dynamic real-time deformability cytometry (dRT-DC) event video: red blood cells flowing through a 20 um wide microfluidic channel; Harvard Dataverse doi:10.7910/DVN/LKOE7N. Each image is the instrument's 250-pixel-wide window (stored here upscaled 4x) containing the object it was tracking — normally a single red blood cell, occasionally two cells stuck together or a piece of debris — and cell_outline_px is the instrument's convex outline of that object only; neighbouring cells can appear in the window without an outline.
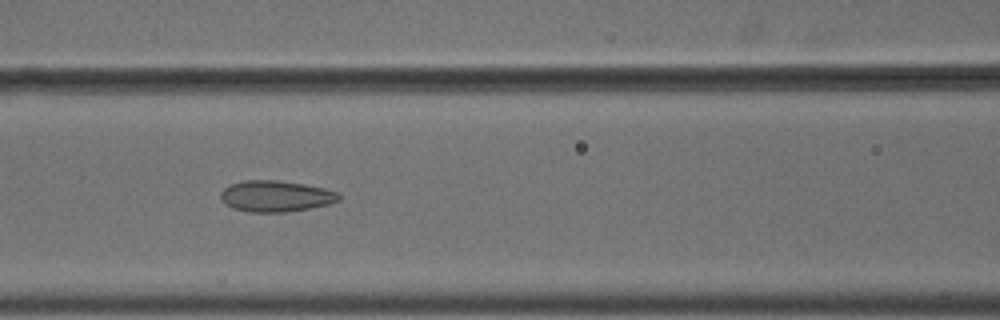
{"species": "common noctule bat (a hibernating species)", "species_latin": "Nyctalus noctula", "temperature_condition": "cold", "stored_images_in_passage": 9, "camera_frame_rate_fps": 3000, "um_per_image_px": 0.085, "animal": {"sex": "male", "body_mass_g": 18.8}, "frame": {"image": 1, "passage_image": 7, "time_ms": 2.0, "image_size_px": [1000, 320], "cell_outline_px": [[340, 200], [328, 204], [308, 208], [284, 212], [248, 212], [232, 208], [224, 204], [220, 200], [220, 192], [228, 184], [244, 180], [276, 180], [304, 184], [324, 188], [336, 192], [340, 196]], "centroid_in_image_um": [23.37, 16.67], "position_along_channel_um": 143.2, "area_um2": 21.56}}
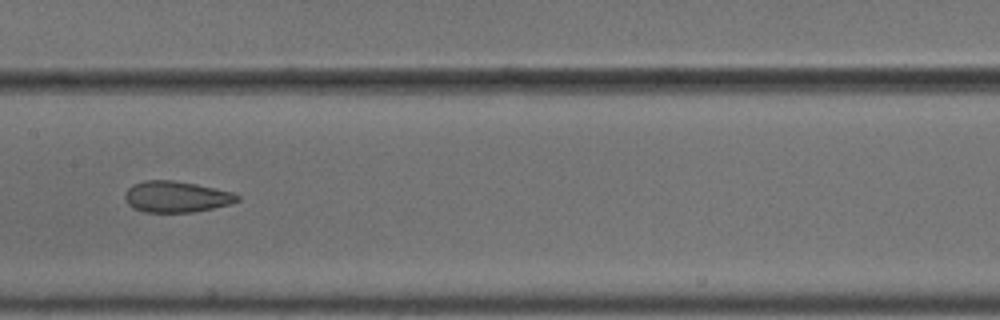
{"frame": {"image": 2, "passage_image": 8, "time_ms": 2.333, "image_size_px": [1000, 320], "cell_outline_px": [[240, 200], [232, 204], [192, 212], [144, 212], [132, 208], [128, 204], [124, 196], [128, 188], [132, 184], [144, 180], [172, 180], [196, 184], [232, 192], [240, 196]], "centroid_in_image_um": [14.97, 16.72], "position_along_channel_um": 192.4, "area_um2": 20.46}}
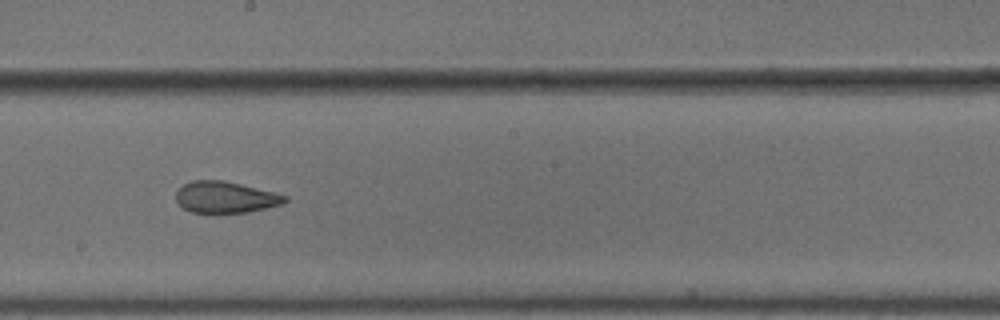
{"frame": {"image": 3, "passage_image": 9, "time_ms": 2.667, "image_size_px": [1000, 320], "cell_outline_px": [[288, 200], [284, 204], [248, 212], [216, 216], [212, 216], [192, 212], [184, 208], [176, 200], [176, 192], [184, 184], [192, 180], [224, 180], [288, 196]], "centroid_in_image_um": [19.15, 16.82], "position_along_channel_um": 229.1, "area_um2": 20.58}}